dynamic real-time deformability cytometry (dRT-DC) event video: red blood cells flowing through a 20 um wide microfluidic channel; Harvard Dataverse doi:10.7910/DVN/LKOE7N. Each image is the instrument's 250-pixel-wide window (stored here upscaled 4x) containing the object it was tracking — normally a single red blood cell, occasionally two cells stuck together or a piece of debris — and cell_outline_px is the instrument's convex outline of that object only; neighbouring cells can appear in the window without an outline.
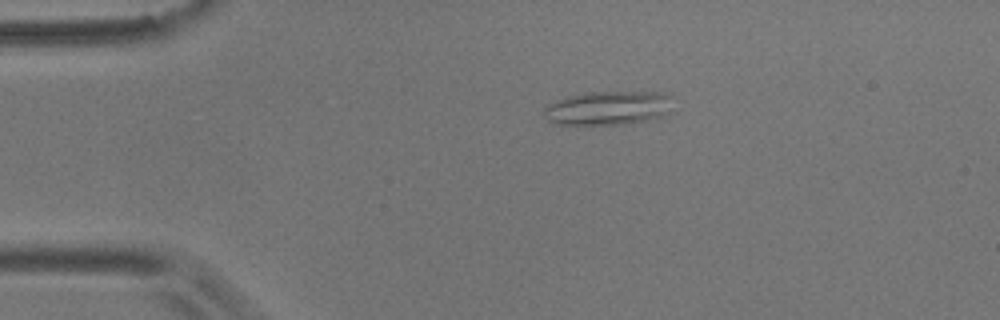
{"species": "common noctule bat (a hibernating species)", "species_latin": "Nyctalus noctula", "temperature_condition": "room temperature", "stored_images_in_passage": 42, "camera_frame_rate_fps": 3000, "um_per_image_px": 0.085, "animal": {"sex": "male", "body_mass_g": 17.9}, "frame": {"image": 1, "passage_image": 6, "time_ms": 1.667, "image_size_px": [1000, 320], "cell_outline_px": [[672, 96], [668, 112], [660, 116], [648, 120], [624, 124], [584, 128], [552, 124], [544, 116], [544, 108], [548, 104], [556, 100], [568, 96], [584, 92], [668, 92]], "centroid_in_image_um": [51.6, 9.23], "position_along_channel_um": 33.4, "area_um2": 26.59}}
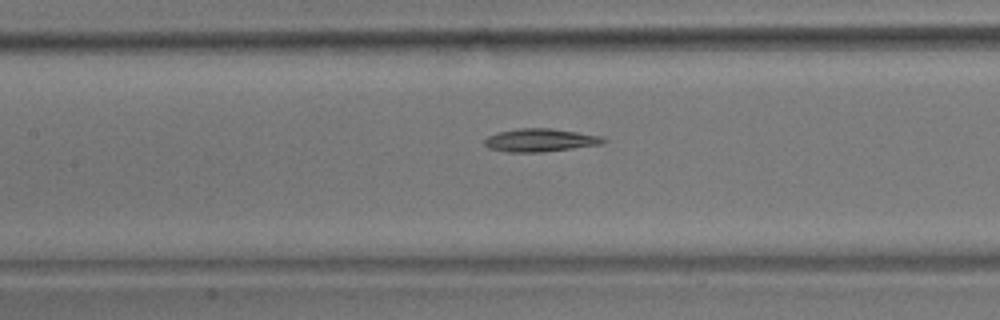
{"frame": {"image": 2, "passage_image": 20, "time_ms": 6.333, "image_size_px": [1000, 320], "cell_outline_px": [[608, 140], [604, 144], [544, 152], [508, 152], [488, 148], [484, 144], [484, 140], [488, 136], [500, 132], [520, 128], [552, 128], [600, 136]], "centroid_in_image_um": [45.94, 11.92], "position_along_channel_um": 161.5, "area_um2": 15.95}}
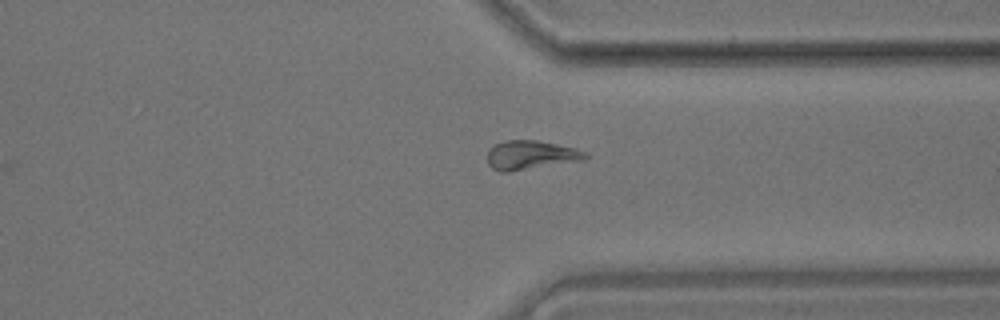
{"frame": {"image": 3, "passage_image": 37, "time_ms": 12.0, "image_size_px": [1000, 320], "cell_outline_px": [[588, 156], [584, 160], [508, 172], [500, 172], [492, 168], [488, 164], [488, 152], [496, 144], [508, 140], [536, 140], [576, 148], [588, 152]], "centroid_in_image_um": [45.15, 13.19], "position_along_channel_um": 366.3, "area_um2": 16.47}, "authors_computed_cell_mechanics": {"area_um2": 16.0106, "velocity_mm_per_s": 3.6268, "shape_relaxation_time_tau1_ms": null, "shape_relaxation_time_tau2_ms": 11.3044, "deformation_change_tau1": null, "deformation_change_tau2": 0.2127}}